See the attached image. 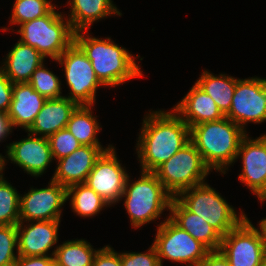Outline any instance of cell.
<instances>
[{
    "label": "cell",
    "instance_id": "obj_32",
    "mask_svg": "<svg viewBox=\"0 0 266 266\" xmlns=\"http://www.w3.org/2000/svg\"><path fill=\"white\" fill-rule=\"evenodd\" d=\"M54 161L70 155L81 146L75 136L67 129H61L48 137Z\"/></svg>",
    "mask_w": 266,
    "mask_h": 266
},
{
    "label": "cell",
    "instance_id": "obj_35",
    "mask_svg": "<svg viewBox=\"0 0 266 266\" xmlns=\"http://www.w3.org/2000/svg\"><path fill=\"white\" fill-rule=\"evenodd\" d=\"M13 96V83L0 69V112H8Z\"/></svg>",
    "mask_w": 266,
    "mask_h": 266
},
{
    "label": "cell",
    "instance_id": "obj_39",
    "mask_svg": "<svg viewBox=\"0 0 266 266\" xmlns=\"http://www.w3.org/2000/svg\"><path fill=\"white\" fill-rule=\"evenodd\" d=\"M4 155L2 153H0V177L5 174L4 171ZM4 172V173H3Z\"/></svg>",
    "mask_w": 266,
    "mask_h": 266
},
{
    "label": "cell",
    "instance_id": "obj_2",
    "mask_svg": "<svg viewBox=\"0 0 266 266\" xmlns=\"http://www.w3.org/2000/svg\"><path fill=\"white\" fill-rule=\"evenodd\" d=\"M91 30L75 32L74 42L91 61L96 77L106 87L116 88L132 79L143 77L142 67L136 60H143L138 54H131L126 47L117 44L111 36L95 37Z\"/></svg>",
    "mask_w": 266,
    "mask_h": 266
},
{
    "label": "cell",
    "instance_id": "obj_22",
    "mask_svg": "<svg viewBox=\"0 0 266 266\" xmlns=\"http://www.w3.org/2000/svg\"><path fill=\"white\" fill-rule=\"evenodd\" d=\"M66 3L69 11L64 14L75 32L89 30L94 23L108 17L122 16L113 0H67Z\"/></svg>",
    "mask_w": 266,
    "mask_h": 266
},
{
    "label": "cell",
    "instance_id": "obj_7",
    "mask_svg": "<svg viewBox=\"0 0 266 266\" xmlns=\"http://www.w3.org/2000/svg\"><path fill=\"white\" fill-rule=\"evenodd\" d=\"M164 188L176 197L180 192L206 182L211 170L194 144L189 141L155 171Z\"/></svg>",
    "mask_w": 266,
    "mask_h": 266
},
{
    "label": "cell",
    "instance_id": "obj_3",
    "mask_svg": "<svg viewBox=\"0 0 266 266\" xmlns=\"http://www.w3.org/2000/svg\"><path fill=\"white\" fill-rule=\"evenodd\" d=\"M229 118L207 121L190 127V141L199 151L205 165L219 175L233 166L242 138L247 134Z\"/></svg>",
    "mask_w": 266,
    "mask_h": 266
},
{
    "label": "cell",
    "instance_id": "obj_24",
    "mask_svg": "<svg viewBox=\"0 0 266 266\" xmlns=\"http://www.w3.org/2000/svg\"><path fill=\"white\" fill-rule=\"evenodd\" d=\"M202 70L194 83L215 101L225 115L231 107L237 77L222 72L214 75L208 69Z\"/></svg>",
    "mask_w": 266,
    "mask_h": 266
},
{
    "label": "cell",
    "instance_id": "obj_27",
    "mask_svg": "<svg viewBox=\"0 0 266 266\" xmlns=\"http://www.w3.org/2000/svg\"><path fill=\"white\" fill-rule=\"evenodd\" d=\"M91 244L83 238L59 243L54 255L55 266H92L99 249Z\"/></svg>",
    "mask_w": 266,
    "mask_h": 266
},
{
    "label": "cell",
    "instance_id": "obj_16",
    "mask_svg": "<svg viewBox=\"0 0 266 266\" xmlns=\"http://www.w3.org/2000/svg\"><path fill=\"white\" fill-rule=\"evenodd\" d=\"M61 221H19L16 225L18 255L54 256L59 243Z\"/></svg>",
    "mask_w": 266,
    "mask_h": 266
},
{
    "label": "cell",
    "instance_id": "obj_13",
    "mask_svg": "<svg viewBox=\"0 0 266 266\" xmlns=\"http://www.w3.org/2000/svg\"><path fill=\"white\" fill-rule=\"evenodd\" d=\"M47 187H30L20 195V221L61 220L67 187L50 178Z\"/></svg>",
    "mask_w": 266,
    "mask_h": 266
},
{
    "label": "cell",
    "instance_id": "obj_41",
    "mask_svg": "<svg viewBox=\"0 0 266 266\" xmlns=\"http://www.w3.org/2000/svg\"><path fill=\"white\" fill-rule=\"evenodd\" d=\"M264 266H266V251H265V258H264Z\"/></svg>",
    "mask_w": 266,
    "mask_h": 266
},
{
    "label": "cell",
    "instance_id": "obj_18",
    "mask_svg": "<svg viewBox=\"0 0 266 266\" xmlns=\"http://www.w3.org/2000/svg\"><path fill=\"white\" fill-rule=\"evenodd\" d=\"M172 109L189 127L225 117L215 101L195 83Z\"/></svg>",
    "mask_w": 266,
    "mask_h": 266
},
{
    "label": "cell",
    "instance_id": "obj_5",
    "mask_svg": "<svg viewBox=\"0 0 266 266\" xmlns=\"http://www.w3.org/2000/svg\"><path fill=\"white\" fill-rule=\"evenodd\" d=\"M56 5L47 15L25 22L18 26L15 33L19 41L34 47L41 55L50 60L59 56L74 42L75 31L64 12Z\"/></svg>",
    "mask_w": 266,
    "mask_h": 266
},
{
    "label": "cell",
    "instance_id": "obj_29",
    "mask_svg": "<svg viewBox=\"0 0 266 266\" xmlns=\"http://www.w3.org/2000/svg\"><path fill=\"white\" fill-rule=\"evenodd\" d=\"M4 176L0 177V225H17L21 194Z\"/></svg>",
    "mask_w": 266,
    "mask_h": 266
},
{
    "label": "cell",
    "instance_id": "obj_12",
    "mask_svg": "<svg viewBox=\"0 0 266 266\" xmlns=\"http://www.w3.org/2000/svg\"><path fill=\"white\" fill-rule=\"evenodd\" d=\"M112 145L98 158L85 184L101 196L111 207L120 202L128 175L127 168L117 157Z\"/></svg>",
    "mask_w": 266,
    "mask_h": 266
},
{
    "label": "cell",
    "instance_id": "obj_21",
    "mask_svg": "<svg viewBox=\"0 0 266 266\" xmlns=\"http://www.w3.org/2000/svg\"><path fill=\"white\" fill-rule=\"evenodd\" d=\"M47 59L34 47L17 41L0 63L2 72L14 83L29 82L33 72Z\"/></svg>",
    "mask_w": 266,
    "mask_h": 266
},
{
    "label": "cell",
    "instance_id": "obj_8",
    "mask_svg": "<svg viewBox=\"0 0 266 266\" xmlns=\"http://www.w3.org/2000/svg\"><path fill=\"white\" fill-rule=\"evenodd\" d=\"M156 228L152 245L155 247L161 266L165 260L185 266H198L210 251L186 230L177 226L169 213Z\"/></svg>",
    "mask_w": 266,
    "mask_h": 266
},
{
    "label": "cell",
    "instance_id": "obj_30",
    "mask_svg": "<svg viewBox=\"0 0 266 266\" xmlns=\"http://www.w3.org/2000/svg\"><path fill=\"white\" fill-rule=\"evenodd\" d=\"M45 61L33 72L29 84L45 99L63 97L62 80L45 65ZM63 94V95H62Z\"/></svg>",
    "mask_w": 266,
    "mask_h": 266
},
{
    "label": "cell",
    "instance_id": "obj_33",
    "mask_svg": "<svg viewBox=\"0 0 266 266\" xmlns=\"http://www.w3.org/2000/svg\"><path fill=\"white\" fill-rule=\"evenodd\" d=\"M143 252H121V266H161L156 249L150 245Z\"/></svg>",
    "mask_w": 266,
    "mask_h": 266
},
{
    "label": "cell",
    "instance_id": "obj_23",
    "mask_svg": "<svg viewBox=\"0 0 266 266\" xmlns=\"http://www.w3.org/2000/svg\"><path fill=\"white\" fill-rule=\"evenodd\" d=\"M78 104L68 97L46 99L34 123L27 130L30 134L49 137L67 127L72 112Z\"/></svg>",
    "mask_w": 266,
    "mask_h": 266
},
{
    "label": "cell",
    "instance_id": "obj_40",
    "mask_svg": "<svg viewBox=\"0 0 266 266\" xmlns=\"http://www.w3.org/2000/svg\"><path fill=\"white\" fill-rule=\"evenodd\" d=\"M264 231L265 239H266V217L262 218L260 221H258Z\"/></svg>",
    "mask_w": 266,
    "mask_h": 266
},
{
    "label": "cell",
    "instance_id": "obj_20",
    "mask_svg": "<svg viewBox=\"0 0 266 266\" xmlns=\"http://www.w3.org/2000/svg\"><path fill=\"white\" fill-rule=\"evenodd\" d=\"M169 218L210 251L220 250L222 236L202 217L189 211L176 197L171 200Z\"/></svg>",
    "mask_w": 266,
    "mask_h": 266
},
{
    "label": "cell",
    "instance_id": "obj_17",
    "mask_svg": "<svg viewBox=\"0 0 266 266\" xmlns=\"http://www.w3.org/2000/svg\"><path fill=\"white\" fill-rule=\"evenodd\" d=\"M111 146L110 143L106 147L81 145L70 155L56 160V168L51 179L65 187L85 183L98 158Z\"/></svg>",
    "mask_w": 266,
    "mask_h": 266
},
{
    "label": "cell",
    "instance_id": "obj_4",
    "mask_svg": "<svg viewBox=\"0 0 266 266\" xmlns=\"http://www.w3.org/2000/svg\"><path fill=\"white\" fill-rule=\"evenodd\" d=\"M139 172L140 176L134 181L128 175L120 198L134 230L161 219L164 212L170 210L173 198L154 172Z\"/></svg>",
    "mask_w": 266,
    "mask_h": 266
},
{
    "label": "cell",
    "instance_id": "obj_10",
    "mask_svg": "<svg viewBox=\"0 0 266 266\" xmlns=\"http://www.w3.org/2000/svg\"><path fill=\"white\" fill-rule=\"evenodd\" d=\"M248 215L222 237L220 251L231 266H264L266 239L261 225Z\"/></svg>",
    "mask_w": 266,
    "mask_h": 266
},
{
    "label": "cell",
    "instance_id": "obj_25",
    "mask_svg": "<svg viewBox=\"0 0 266 266\" xmlns=\"http://www.w3.org/2000/svg\"><path fill=\"white\" fill-rule=\"evenodd\" d=\"M94 106L78 105L67 123L66 128L81 145L103 146L98 138L99 133L102 131V125L98 121L99 116L93 115Z\"/></svg>",
    "mask_w": 266,
    "mask_h": 266
},
{
    "label": "cell",
    "instance_id": "obj_37",
    "mask_svg": "<svg viewBox=\"0 0 266 266\" xmlns=\"http://www.w3.org/2000/svg\"><path fill=\"white\" fill-rule=\"evenodd\" d=\"M198 266H231L229 260L220 250H211Z\"/></svg>",
    "mask_w": 266,
    "mask_h": 266
},
{
    "label": "cell",
    "instance_id": "obj_14",
    "mask_svg": "<svg viewBox=\"0 0 266 266\" xmlns=\"http://www.w3.org/2000/svg\"><path fill=\"white\" fill-rule=\"evenodd\" d=\"M20 140L6 144L4 169L8 162L14 163L31 177H41L54 162L48 137L30 134ZM7 158V159H6Z\"/></svg>",
    "mask_w": 266,
    "mask_h": 266
},
{
    "label": "cell",
    "instance_id": "obj_15",
    "mask_svg": "<svg viewBox=\"0 0 266 266\" xmlns=\"http://www.w3.org/2000/svg\"><path fill=\"white\" fill-rule=\"evenodd\" d=\"M249 133L242 138L236 157L242 163L238 180L261 202L266 197V133L256 138Z\"/></svg>",
    "mask_w": 266,
    "mask_h": 266
},
{
    "label": "cell",
    "instance_id": "obj_11",
    "mask_svg": "<svg viewBox=\"0 0 266 266\" xmlns=\"http://www.w3.org/2000/svg\"><path fill=\"white\" fill-rule=\"evenodd\" d=\"M225 117L245 132L249 123L257 125L266 122V78H237L231 107Z\"/></svg>",
    "mask_w": 266,
    "mask_h": 266
},
{
    "label": "cell",
    "instance_id": "obj_34",
    "mask_svg": "<svg viewBox=\"0 0 266 266\" xmlns=\"http://www.w3.org/2000/svg\"><path fill=\"white\" fill-rule=\"evenodd\" d=\"M92 266H121V252H117L110 244L105 245L95 254Z\"/></svg>",
    "mask_w": 266,
    "mask_h": 266
},
{
    "label": "cell",
    "instance_id": "obj_19",
    "mask_svg": "<svg viewBox=\"0 0 266 266\" xmlns=\"http://www.w3.org/2000/svg\"><path fill=\"white\" fill-rule=\"evenodd\" d=\"M46 99L29 82L14 83L13 96L8 110L13 128L27 131L34 123Z\"/></svg>",
    "mask_w": 266,
    "mask_h": 266
},
{
    "label": "cell",
    "instance_id": "obj_42",
    "mask_svg": "<svg viewBox=\"0 0 266 266\" xmlns=\"http://www.w3.org/2000/svg\"><path fill=\"white\" fill-rule=\"evenodd\" d=\"M265 201H266V197L261 201V204L265 203Z\"/></svg>",
    "mask_w": 266,
    "mask_h": 266
},
{
    "label": "cell",
    "instance_id": "obj_31",
    "mask_svg": "<svg viewBox=\"0 0 266 266\" xmlns=\"http://www.w3.org/2000/svg\"><path fill=\"white\" fill-rule=\"evenodd\" d=\"M18 256L16 225H0V266H12Z\"/></svg>",
    "mask_w": 266,
    "mask_h": 266
},
{
    "label": "cell",
    "instance_id": "obj_36",
    "mask_svg": "<svg viewBox=\"0 0 266 266\" xmlns=\"http://www.w3.org/2000/svg\"><path fill=\"white\" fill-rule=\"evenodd\" d=\"M13 266H55L54 256H18Z\"/></svg>",
    "mask_w": 266,
    "mask_h": 266
},
{
    "label": "cell",
    "instance_id": "obj_28",
    "mask_svg": "<svg viewBox=\"0 0 266 266\" xmlns=\"http://www.w3.org/2000/svg\"><path fill=\"white\" fill-rule=\"evenodd\" d=\"M53 0H14L11 8V15L9 16V27H1L2 32H13V27L16 28L28 21L47 15L56 4ZM13 26V27H12Z\"/></svg>",
    "mask_w": 266,
    "mask_h": 266
},
{
    "label": "cell",
    "instance_id": "obj_26",
    "mask_svg": "<svg viewBox=\"0 0 266 266\" xmlns=\"http://www.w3.org/2000/svg\"><path fill=\"white\" fill-rule=\"evenodd\" d=\"M70 200V201H69ZM67 201L75 216L94 218L106 208L111 207L101 196L85 183L73 184L67 187Z\"/></svg>",
    "mask_w": 266,
    "mask_h": 266
},
{
    "label": "cell",
    "instance_id": "obj_9",
    "mask_svg": "<svg viewBox=\"0 0 266 266\" xmlns=\"http://www.w3.org/2000/svg\"><path fill=\"white\" fill-rule=\"evenodd\" d=\"M55 61L64 71L68 94L78 105H95L98 88L105 87L96 77L91 61L73 42Z\"/></svg>",
    "mask_w": 266,
    "mask_h": 266
},
{
    "label": "cell",
    "instance_id": "obj_38",
    "mask_svg": "<svg viewBox=\"0 0 266 266\" xmlns=\"http://www.w3.org/2000/svg\"><path fill=\"white\" fill-rule=\"evenodd\" d=\"M13 130L10 117L7 112H0V143L6 142L7 138L12 135Z\"/></svg>",
    "mask_w": 266,
    "mask_h": 266
},
{
    "label": "cell",
    "instance_id": "obj_1",
    "mask_svg": "<svg viewBox=\"0 0 266 266\" xmlns=\"http://www.w3.org/2000/svg\"><path fill=\"white\" fill-rule=\"evenodd\" d=\"M148 110L136 138L140 170L154 172L190 141V127L171 108Z\"/></svg>",
    "mask_w": 266,
    "mask_h": 266
},
{
    "label": "cell",
    "instance_id": "obj_6",
    "mask_svg": "<svg viewBox=\"0 0 266 266\" xmlns=\"http://www.w3.org/2000/svg\"><path fill=\"white\" fill-rule=\"evenodd\" d=\"M176 198L189 211L208 222L222 237L247 216L242 209L237 212L208 181L183 190Z\"/></svg>",
    "mask_w": 266,
    "mask_h": 266
}]
</instances>
